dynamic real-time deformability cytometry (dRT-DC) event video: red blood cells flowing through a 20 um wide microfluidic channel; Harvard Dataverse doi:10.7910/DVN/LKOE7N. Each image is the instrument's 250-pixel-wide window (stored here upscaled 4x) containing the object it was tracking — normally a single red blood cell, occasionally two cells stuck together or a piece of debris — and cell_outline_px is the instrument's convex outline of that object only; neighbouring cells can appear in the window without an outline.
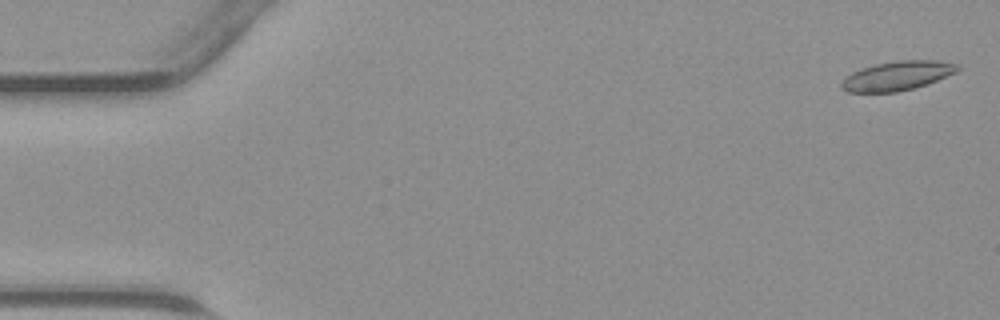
{"species": "common noctule bat (a hibernating species)", "species_latin": "Nyctalus noctula", "temperature_condition": "warm", "stored_images_in_passage": 42, "camera_frame_rate_fps": 3000, "um_per_image_px": 0.085, "animal": {"sex": "male", "body_mass_g": 23.1, "forearm_length_mm": 52.7}, "frame": {"image": 1, "passage_image": 1, "time_ms": 0.0, "image_size_px": [1000, 320], "cell_outline_px": [[960, 68], [956, 72], [928, 84], [896, 92], [848, 92], [840, 88], [840, 84], [852, 72], [876, 64], [896, 60], [936, 60], [960, 64]], "centroid_in_image_um": [76.3, 6.44], "position_along_channel_um": 8.7, "area_um2": 19.65}}
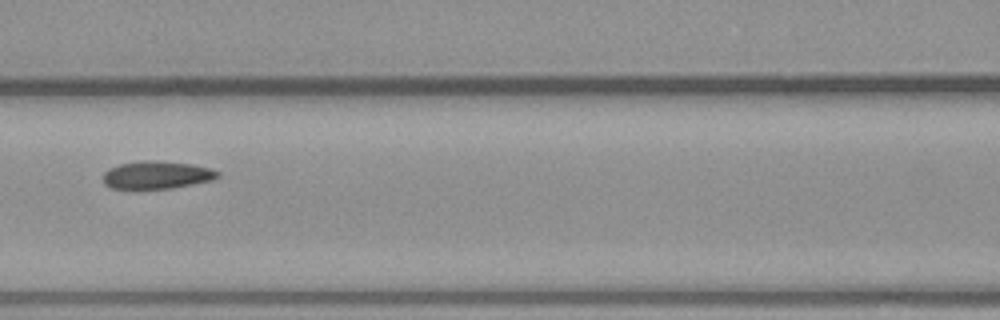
{"frame": {"image": 2, "passage_image": 20, "time_ms": 6.333, "image_size_px": [1000, 320], "cell_outline_px": [[220, 176], [212, 180], [172, 188], [112, 188], [104, 184], [104, 172], [108, 168], [120, 164], [144, 160], [148, 160], [192, 164], [212, 168], [220, 172]], "centroid_in_image_um": [13.35, 14.86], "position_along_channel_um": 153.2, "area_um2": 18.38}}
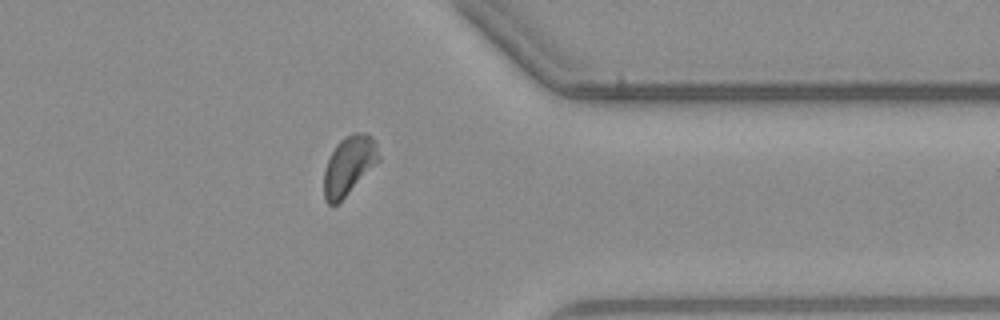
{"frame": {"image": 3, "passage_image": 36, "time_ms": 11.667, "image_size_px": [1000, 320], "cell_outline_px": [[380, 160], [336, 204], [328, 204], [324, 200], [324, 168], [336, 144], [344, 136], [352, 132], [364, 132], [372, 136], [376, 144], [380, 156]], "centroid_in_image_um": [29.65, 14.01], "position_along_channel_um": 381.7, "area_um2": 18.55}}